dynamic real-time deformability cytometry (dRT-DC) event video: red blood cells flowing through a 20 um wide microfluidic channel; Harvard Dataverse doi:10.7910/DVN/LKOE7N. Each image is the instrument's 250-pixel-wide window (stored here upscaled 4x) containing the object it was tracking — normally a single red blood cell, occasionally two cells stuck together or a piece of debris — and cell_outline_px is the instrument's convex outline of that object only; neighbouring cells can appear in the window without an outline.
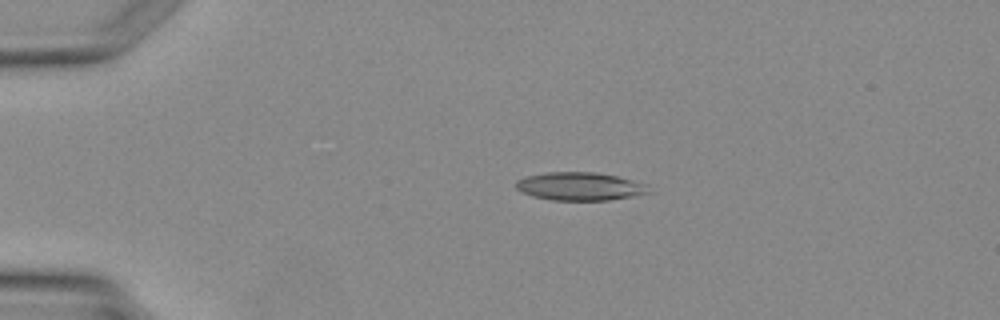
{"species": "Egyptian fruit bat (a non-hibernating species)", "species_latin": "Rousettus aegyptiacus", "temperature_condition": "warm", "stored_images_in_passage": 4, "camera_frame_rate_fps": 3000, "um_per_image_px": 0.085, "animal": {"sex": "female"}, "frame": {"image": 1, "passage_image": 2, "time_ms": 1.333, "image_size_px": [1000, 320], "cell_outline_px": [[648, 192], [632, 196], [608, 200], [552, 200], [532, 196], [520, 192], [516, 188], [516, 180], [524, 176], [548, 172], [592, 172], [616, 176], [648, 184]], "centroid_in_image_um": [49.23, 15.84], "position_along_channel_um": 35.8, "area_um2": 21.68}}
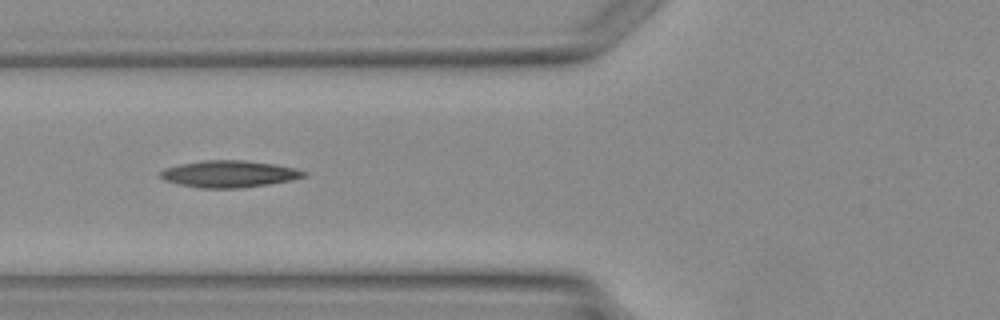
{"frame": {"image": 2, "passage_image": 4, "time_ms": 3.667, "image_size_px": [1000, 320], "cell_outline_px": [[308, 176], [292, 180], [268, 184], [240, 188], [200, 188], [180, 184], [164, 180], [160, 176], [160, 172], [164, 168], [180, 164], [204, 160], [244, 160], [272, 164], [296, 168], [308, 172]], "centroid_in_image_um": [19.5, 14.78], "position_along_channel_um": 106.3, "area_um2": 22.43}}